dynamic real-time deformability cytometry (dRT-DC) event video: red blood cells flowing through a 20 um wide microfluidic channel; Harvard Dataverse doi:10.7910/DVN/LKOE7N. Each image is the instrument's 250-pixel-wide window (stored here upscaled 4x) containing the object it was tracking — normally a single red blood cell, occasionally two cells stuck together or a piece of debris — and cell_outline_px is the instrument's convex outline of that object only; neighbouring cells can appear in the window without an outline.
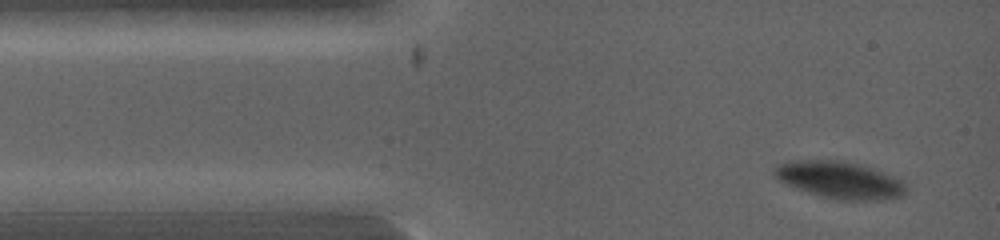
{"species": "common noctule bat (a hibernating species)", "species_latin": "Nyctalus noctula", "temperature_condition": "warm", "stored_images_in_passage": 4, "segment_of_instrument_passage": [1, 2], "camera_frame_rate_fps": 5000, "um_per_image_px": 0.085, "animal": {"sex": "female", "body_mass_g": 19.0, "forearm_length_mm": 53.3}, "frame": {"image": 1, "passage_image": 1, "time_ms": 0.0, "image_size_px": [1000, 240], "cell_outline_px": [[904, 196], [880, 200], [848, 200], [820, 196], [796, 188], [780, 180], [772, 172], [780, 164], [792, 160], [836, 160], [856, 164], [904, 180]], "centroid_in_image_um": [71.37, 15.31], "position_along_channel_um": 13.6, "area_um2": 27.69}}